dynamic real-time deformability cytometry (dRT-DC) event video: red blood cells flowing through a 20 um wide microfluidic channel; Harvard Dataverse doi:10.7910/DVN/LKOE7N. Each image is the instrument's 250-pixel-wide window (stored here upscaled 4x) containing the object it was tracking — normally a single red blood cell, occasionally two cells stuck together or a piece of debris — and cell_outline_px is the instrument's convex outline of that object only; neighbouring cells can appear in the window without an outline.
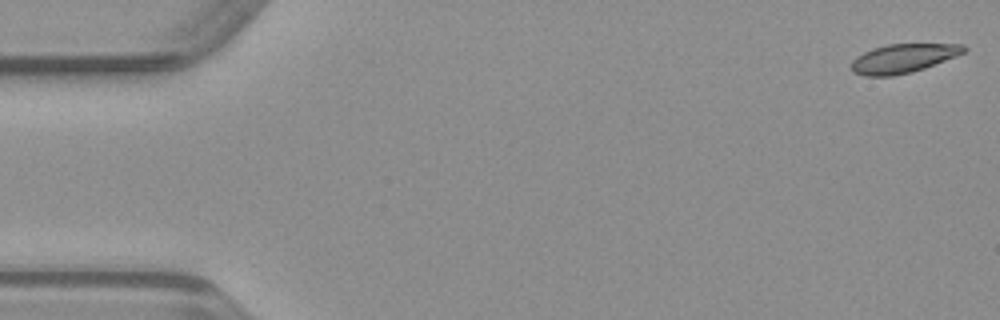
{"species": "common noctule bat (a hibernating species)", "species_latin": "Nyctalus noctula", "temperature_condition": "warm", "stored_images_in_passage": 49, "camera_frame_rate_fps": 3000, "um_per_image_px": 0.085, "animal": {"sex": "male", "body_mass_g": 23.1, "forearm_length_mm": 52.7}, "frame": {"image": 1, "passage_image": 1, "time_ms": 0.0, "image_size_px": [1000, 320], "cell_outline_px": [[968, 48], [964, 52], [956, 56], [924, 68], [912, 72], [892, 76], [864, 76], [852, 72], [852, 60], [856, 56], [872, 48], [888, 44], [964, 44]], "centroid_in_image_um": [76.75, 4.96], "position_along_channel_um": 8.2, "area_um2": 18.96}}
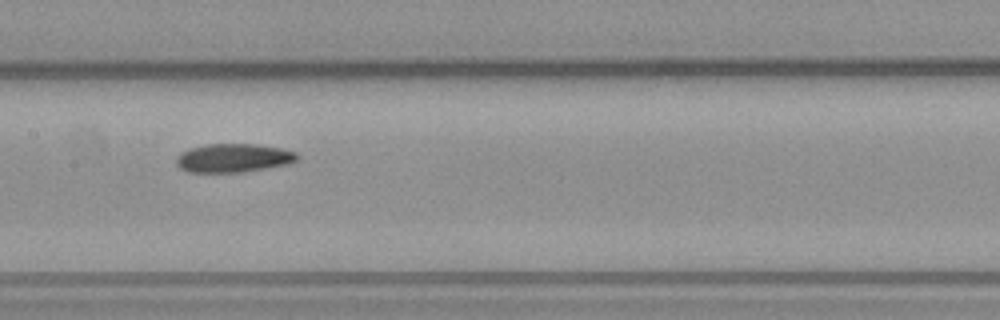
{"frame": {"image": 2, "passage_image": 24, "time_ms": 7.667, "image_size_px": [1000, 320], "cell_outline_px": [[300, 156], [296, 160], [288, 164], [244, 172], [188, 172], [180, 168], [176, 164], [176, 156], [180, 152], [204, 144], [256, 144], [280, 148], [296, 152]], "centroid_in_image_um": [19.83, 13.43], "position_along_channel_um": 187.6, "area_um2": 20.23}}
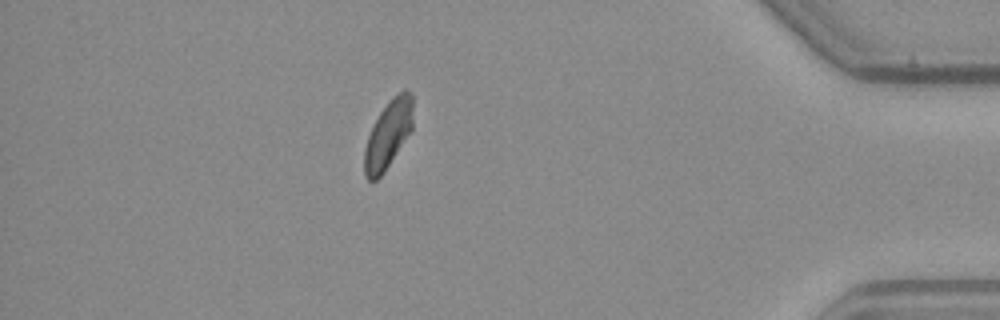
{"frame": {"image": 3, "passage_image": 43, "time_ms": 14.0, "image_size_px": [1000, 320], "cell_outline_px": [[412, 132], [384, 172], [376, 180], [368, 180], [364, 176], [364, 148], [368, 136], [380, 112], [388, 100], [392, 96], [404, 88], [408, 88], [412, 92]], "centroid_in_image_um": [33.01, 11.4], "position_along_channel_um": 402.2, "area_um2": 19.54}}